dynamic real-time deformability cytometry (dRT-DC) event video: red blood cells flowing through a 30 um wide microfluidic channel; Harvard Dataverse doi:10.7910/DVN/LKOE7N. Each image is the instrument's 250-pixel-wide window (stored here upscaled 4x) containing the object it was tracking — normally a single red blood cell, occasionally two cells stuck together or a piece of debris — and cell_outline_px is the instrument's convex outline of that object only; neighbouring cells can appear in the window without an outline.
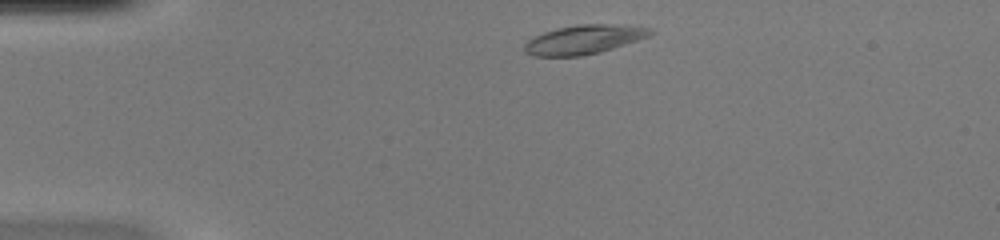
{"species": "common noctule bat (a hibernating species)", "species_latin": "Nyctalus noctula", "temperature_condition": "warm", "stored_images_in_passage": 42, "camera_frame_rate_fps": 3000, "um_per_image_px": 0.085, "animal": {"sex": "female", "body_mass_g": 20.0, "forearm_length_mm": 54.0}, "frame": {"image": 1, "passage_image": 2, "time_ms": 0.333, "image_size_px": [1000, 240], "cell_outline_px": [[656, 32], [648, 36], [600, 52], [580, 56], [532, 56], [524, 52], [524, 44], [528, 40], [544, 32], [556, 28], [576, 24], [624, 24], [652, 28]], "centroid_in_image_um": [49.63, 3.34], "position_along_channel_um": 35.4, "area_um2": 21.39}}
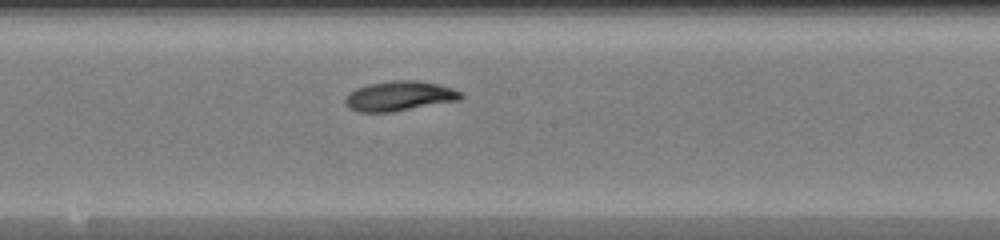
{"frame": {"image": 2, "passage_image": 19, "time_ms": 6.0, "image_size_px": [1000, 240], "cell_outline_px": [[464, 96], [460, 100], [392, 112], [356, 112], [348, 108], [344, 100], [348, 92], [356, 88], [368, 84], [396, 80], [420, 80], [440, 84], [464, 92]], "centroid_in_image_um": [33.97, 8.16], "position_along_channel_um": 214.2, "area_um2": 20.4}}
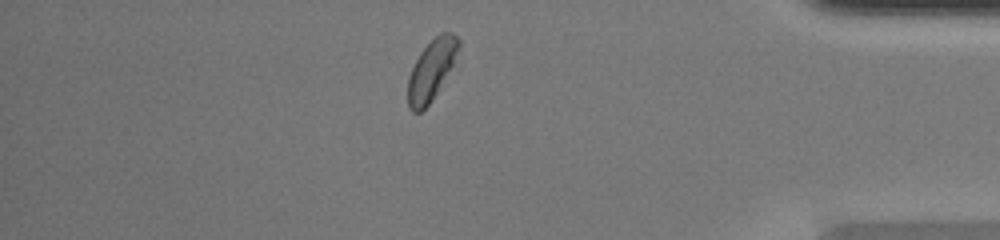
{"frame": {"image": 3, "passage_image": 35, "time_ms": 11.333, "image_size_px": [1000, 240], "cell_outline_px": [[460, 44], [452, 64], [432, 100], [420, 112], [412, 112], [408, 108], [408, 76], [420, 52], [440, 32], [452, 32], [460, 40]], "centroid_in_image_um": [36.64, 5.94], "position_along_channel_um": 398.6, "area_um2": 17.34}, "authors_computed_cell_mechanics": {"area_um2": 19.7387, "velocity_mm_per_s": 4.0415, "shape_relaxation_time_tau1_ms": 3.1511, "shape_relaxation_time_tau2_ms": 5.741, "deformation_change_tau1": 0.114, "deformation_change_tau2": 0.0953}}